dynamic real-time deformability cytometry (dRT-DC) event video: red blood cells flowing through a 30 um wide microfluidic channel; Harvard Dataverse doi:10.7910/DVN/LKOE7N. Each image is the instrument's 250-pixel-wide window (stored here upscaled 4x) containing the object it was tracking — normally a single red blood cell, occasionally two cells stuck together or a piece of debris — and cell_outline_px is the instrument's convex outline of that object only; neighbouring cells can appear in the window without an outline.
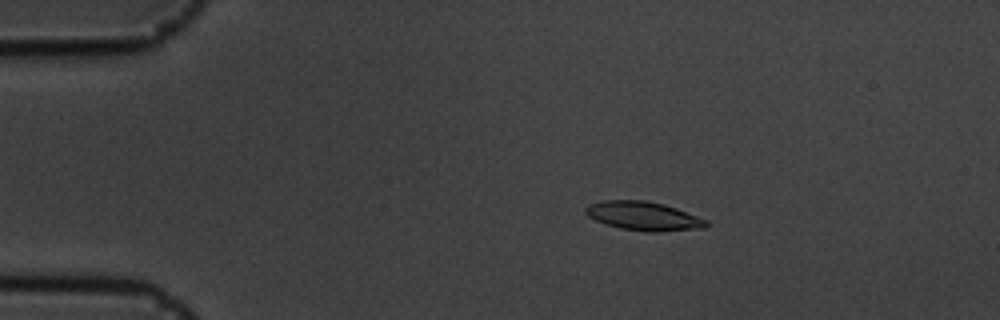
{"species": "common noctule bat (a hibernating species)", "species_latin": "Nyctalus noctula", "temperature_condition": "cold", "stored_images_in_passage": 57, "camera_frame_rate_fps": 3000, "um_per_image_px": 0.085, "animal": {"sex": "male", "body_mass_g": 19.5, "forearm_length_mm": 54.6}, "frame": {"image": 1, "passage_image": 11, "time_ms": 3.333, "image_size_px": [1000, 320], "cell_outline_px": [[708, 224], [704, 228], [660, 232], [644, 232], [620, 228], [604, 224], [588, 216], [584, 212], [584, 208], [588, 204], [600, 200], [644, 200], [664, 204], [676, 208], [708, 220]], "centroid_in_image_um": [54.67, 18.36], "position_along_channel_um": 30.3, "area_um2": 20.52}}
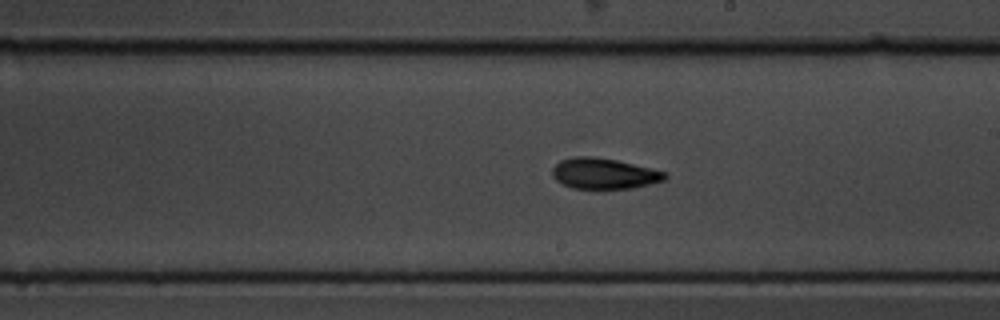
{"frame": {"image": 2, "passage_image": 33, "time_ms": 10.667, "image_size_px": [1000, 320], "cell_outline_px": [[668, 176], [664, 180], [632, 188], [572, 188], [556, 180], [552, 176], [552, 168], [560, 160], [576, 156], [588, 156], [616, 160], [652, 168], [668, 172]], "centroid_in_image_um": [51.35, 14.74], "position_along_channel_um": 237.7, "area_um2": 20.06}}
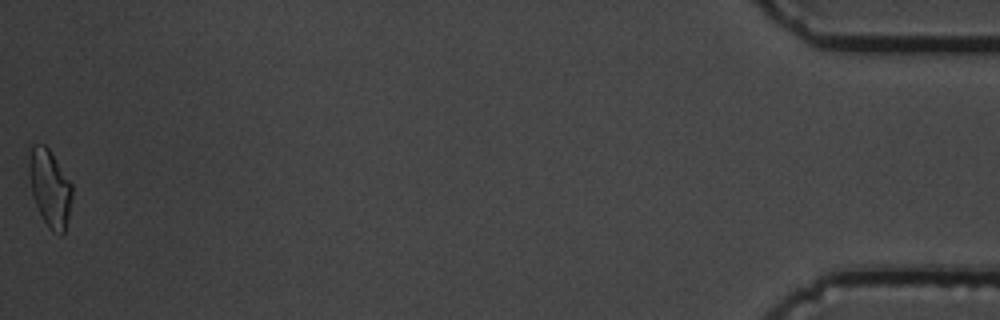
{"frame": {"image": 3, "passage_image": 57, "time_ms": 18.667, "image_size_px": [1000, 320], "cell_outline_px": [[72, 196], [68, 216], [64, 232], [52, 232], [48, 228], [36, 204], [32, 192], [28, 172], [28, 164], [32, 144], [44, 144], [48, 148], [72, 184]], "centroid_in_image_um": [4.23, 15.95], "position_along_channel_um": 431.0, "area_um2": 18.96}, "authors_computed_cell_mechanics": {"area_um2": 19.5364, "velocity_mm_per_s": 3.5732, "shape_relaxation_time_tau1_ms": 4.948, "shape_relaxation_time_tau2_ms": 3.5668, "deformation_change_tau1": 0.1371, "deformation_change_tau2": 0.0944}}